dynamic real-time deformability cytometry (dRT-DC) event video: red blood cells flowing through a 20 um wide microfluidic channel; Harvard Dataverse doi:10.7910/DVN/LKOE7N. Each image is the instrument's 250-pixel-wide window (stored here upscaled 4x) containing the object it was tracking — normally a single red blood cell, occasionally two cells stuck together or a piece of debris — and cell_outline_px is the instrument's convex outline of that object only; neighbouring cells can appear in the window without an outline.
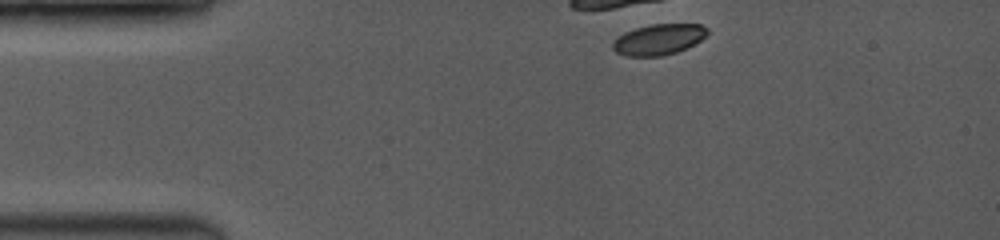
{"species": "common noctule bat (a hibernating species)", "species_latin": "Nyctalus noctula", "temperature_condition": "room temperature", "stored_images_in_passage": 2, "camera_frame_rate_fps": 3500, "um_per_image_px": 0.085, "animal": {"sex": "female", "body_mass_g": 19.0, "forearm_length_mm": 53.3}, "frame": {"image": 1, "passage_image": 1, "time_ms": 0.0, "image_size_px": [1000, 240], "cell_outline_px": [[708, 32], [700, 40], [676, 52], [660, 56], [628, 56], [616, 52], [612, 48], [612, 44], [624, 32], [636, 28], [652, 24], [700, 24], [708, 28]], "centroid_in_image_um": [55.98, 3.34], "position_along_channel_um": 29.0, "area_um2": 16.65}}